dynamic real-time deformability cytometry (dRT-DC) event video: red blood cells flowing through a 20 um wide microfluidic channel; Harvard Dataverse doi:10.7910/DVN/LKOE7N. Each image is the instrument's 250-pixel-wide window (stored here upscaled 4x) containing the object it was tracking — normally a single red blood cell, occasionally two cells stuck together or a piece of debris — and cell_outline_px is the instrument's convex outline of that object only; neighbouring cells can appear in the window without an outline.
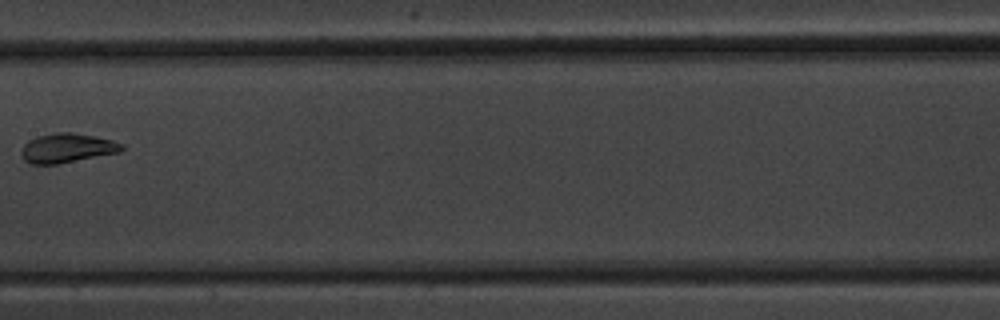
{"species": "common noctule bat (a hibernating species)", "species_latin": "Nyctalus noctula", "temperature_condition": "warm", "stored_images_in_passage": 8, "camera_frame_rate_fps": 3000, "um_per_image_px": 0.085, "animal": {"sex": "male", "body_mass_g": 20.1, "forearm_length_mm": 53.5}, "frame": {"image": 1, "passage_image": 7, "time_ms": 8.0, "image_size_px": [1000, 320], "cell_outline_px": [[124, 148], [120, 152], [56, 164], [32, 164], [24, 160], [20, 152], [24, 144], [28, 140], [52, 132], [72, 132], [112, 140], [124, 144]], "centroid_in_image_um": [5.69, 12.58], "position_along_channel_um": 201.7, "area_um2": 17.05}}
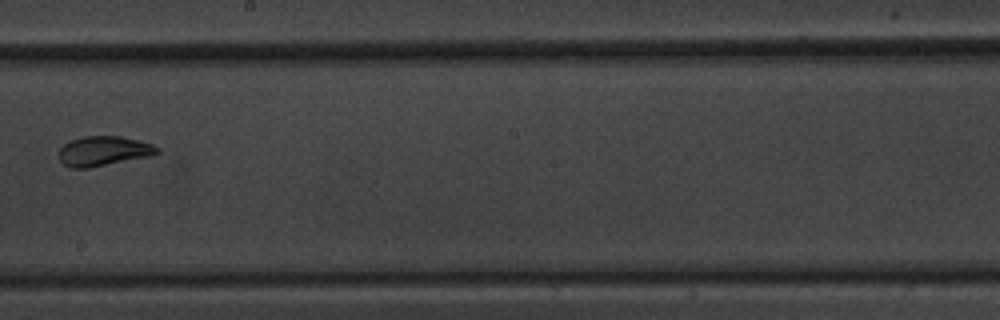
{"frame": {"image": 2, "passage_image": 8, "time_ms": 9.0, "image_size_px": [1000, 320], "cell_outline_px": [[160, 152], [148, 156], [88, 168], [72, 168], [64, 164], [60, 160], [60, 148], [64, 144], [72, 140], [84, 136], [120, 136], [152, 144], [160, 148]], "centroid_in_image_um": [8.8, 12.83], "position_along_channel_um": 239.4, "area_um2": 16.7}}